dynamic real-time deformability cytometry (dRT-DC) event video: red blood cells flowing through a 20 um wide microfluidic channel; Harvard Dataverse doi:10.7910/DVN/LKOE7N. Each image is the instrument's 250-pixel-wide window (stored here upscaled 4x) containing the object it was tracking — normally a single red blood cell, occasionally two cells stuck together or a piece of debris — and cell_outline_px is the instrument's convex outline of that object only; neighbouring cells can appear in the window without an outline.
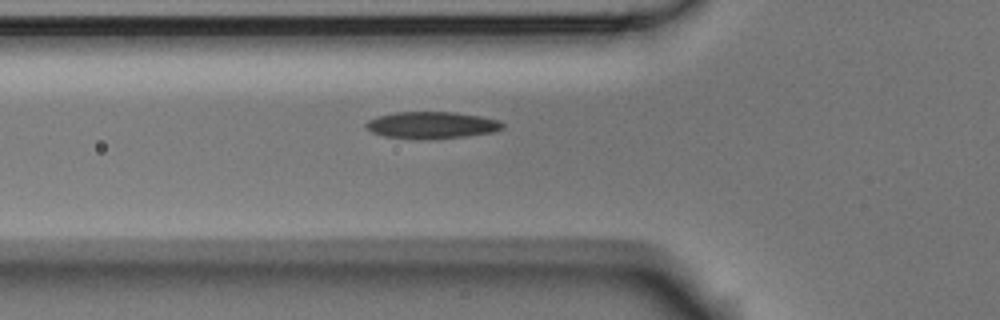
{"species": "Egyptian fruit bat (a non-hibernating species)", "species_latin": "Rousettus aegyptiacus", "temperature_condition": "room temperature", "stored_images_in_passage": 5, "camera_frame_rate_fps": 3000, "um_per_image_px": 0.085, "animal": {"sex": "male"}, "frame": {"image": 1, "passage_image": 5, "time_ms": 1.333, "image_size_px": [1000, 320], "cell_outline_px": [[504, 128], [492, 132], [464, 136], [384, 136], [372, 132], [364, 124], [368, 120], [380, 116], [396, 112], [456, 112], [480, 116], [500, 120], [504, 124]], "centroid_in_image_um": [36.75, 10.57], "position_along_channel_um": 89.0, "area_um2": 20.17}}